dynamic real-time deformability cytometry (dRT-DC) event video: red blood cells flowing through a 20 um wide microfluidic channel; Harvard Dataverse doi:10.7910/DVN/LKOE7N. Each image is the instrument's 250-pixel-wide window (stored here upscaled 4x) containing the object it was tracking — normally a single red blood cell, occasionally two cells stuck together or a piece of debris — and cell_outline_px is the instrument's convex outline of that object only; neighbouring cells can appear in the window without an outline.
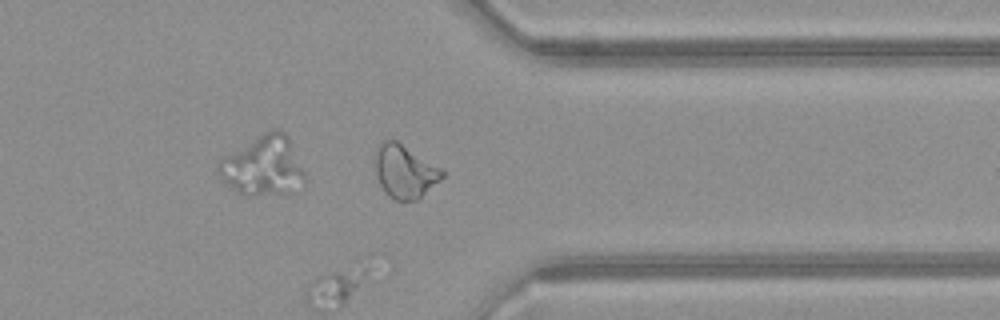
{"species": "common noctule bat (a hibernating species)", "species_latin": "Nyctalus noctula", "temperature_condition": "warm", "stored_images_in_passage": 27, "segment_of_instrument_passage": [2, 2], "camera_frame_rate_fps": 3000, "um_per_image_px": 0.085, "animal": {"sex": "female", "body_mass_g": 21.9}, "frame": {"image": 1, "passage_image": 27, "time_ms": 8.667, "image_size_px": [1000, 320], "cell_outline_px": [[444, 176], [440, 180], [416, 200], [396, 200], [388, 196], [384, 192], [380, 184], [376, 172], [376, 148], [384, 140], [396, 140], [440, 168], [444, 172]], "centroid_in_image_um": [34.39, 14.58], "position_along_channel_um": 377.0, "area_um2": 20.29}}